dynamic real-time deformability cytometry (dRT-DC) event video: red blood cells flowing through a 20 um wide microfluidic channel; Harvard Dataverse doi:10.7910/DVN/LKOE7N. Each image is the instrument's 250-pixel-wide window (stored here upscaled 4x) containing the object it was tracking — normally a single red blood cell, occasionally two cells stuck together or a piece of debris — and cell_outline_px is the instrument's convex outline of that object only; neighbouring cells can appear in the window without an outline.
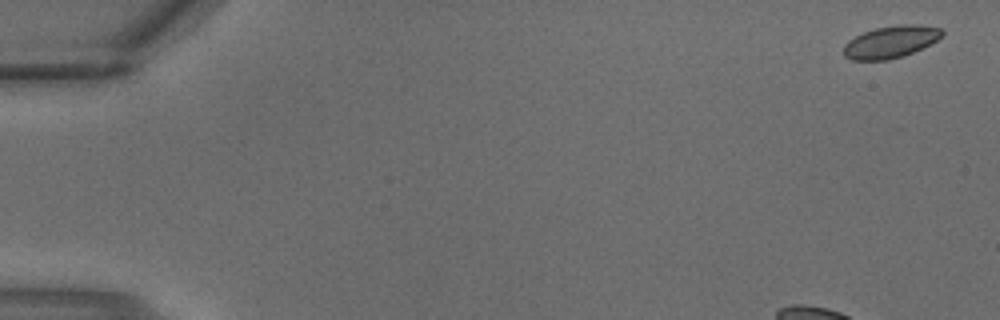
{"species": "common noctule bat (a hibernating species)", "species_latin": "Nyctalus noctula", "temperature_condition": "warm", "stored_images_in_passage": 3, "camera_frame_rate_fps": 3000, "um_per_image_px": 0.085, "animal": {"sex": "male", "body_mass_g": 18.8}, "frame": {"image": 1, "passage_image": 1, "time_ms": 0.0, "image_size_px": [1000, 320], "cell_outline_px": [[944, 36], [904, 56], [888, 60], [852, 60], [844, 56], [844, 44], [848, 40], [864, 32], [876, 28], [900, 24], [916, 24], [940, 28], [944, 32]], "centroid_in_image_um": [75.7, 3.56], "position_along_channel_um": 9.3, "area_um2": 18.32}}